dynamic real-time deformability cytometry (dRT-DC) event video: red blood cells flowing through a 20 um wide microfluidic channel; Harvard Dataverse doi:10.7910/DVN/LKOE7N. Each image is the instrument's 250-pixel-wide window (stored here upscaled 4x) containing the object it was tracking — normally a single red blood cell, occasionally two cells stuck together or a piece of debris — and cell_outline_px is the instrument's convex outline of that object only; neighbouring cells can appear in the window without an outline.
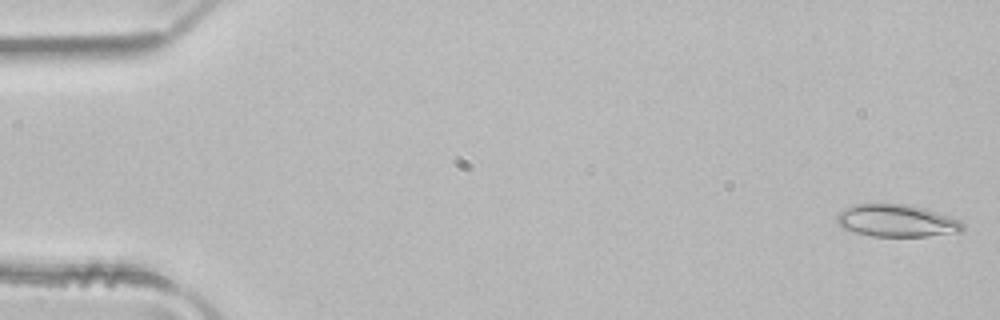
{"species": "common noctule bat (a hibernating species)", "species_latin": "Nyctalus noctula", "temperature_condition": "room temperature", "stored_images_in_passage": 5, "camera_frame_rate_fps": 3000, "um_per_image_px": 0.085, "animal": {"sex": "male", "body_mass_g": 21.5, "forearm_length_mm": 52.0}, "frame": {"image": 1, "passage_image": 1, "time_ms": 0.0, "image_size_px": [1000, 320], "cell_outline_px": [[964, 228], [960, 232], [928, 236], [872, 236], [840, 228], [836, 220], [836, 216], [840, 212], [852, 204], [908, 204], [924, 208], [960, 220], [964, 224]], "centroid_in_image_um": [76.2, 18.76], "position_along_channel_um": 8.8, "area_um2": 23.7}}
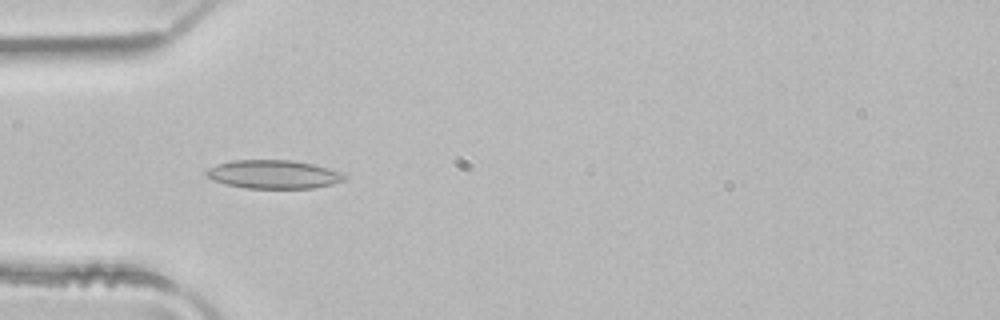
{"frame": {"image": 2, "passage_image": 5, "time_ms": 1.333, "image_size_px": [1000, 320], "cell_outline_px": [[348, 176], [344, 180], [332, 184], [312, 188], [248, 188], [228, 184], [212, 180], [204, 172], [208, 168], [216, 164], [232, 160], [292, 160], [312, 164]], "centroid_in_image_um": [23.19, 14.81], "position_along_channel_um": 61.8, "area_um2": 22.6}}